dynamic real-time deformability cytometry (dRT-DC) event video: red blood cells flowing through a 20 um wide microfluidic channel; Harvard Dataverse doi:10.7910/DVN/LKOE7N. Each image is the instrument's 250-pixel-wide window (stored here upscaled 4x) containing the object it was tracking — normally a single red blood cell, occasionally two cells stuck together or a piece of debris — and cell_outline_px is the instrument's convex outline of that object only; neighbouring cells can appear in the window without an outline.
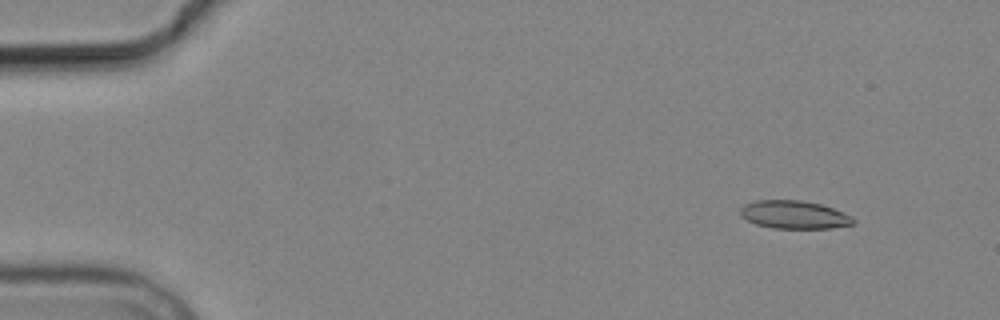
{"species": "common noctule bat (a hibernating species)", "species_latin": "Nyctalus noctula", "temperature_condition": "cold", "stored_images_in_passage": 4, "camera_frame_rate_fps": 3000, "um_per_image_px": 0.085, "animal": {"sex": "male", "body_mass_g": 19.2, "forearm_length_mm": 51.8}, "frame": {"image": 1, "passage_image": 2, "time_ms": 1.0, "image_size_px": [1000, 320], "cell_outline_px": [[856, 220], [852, 224], [832, 228], [772, 228], [756, 224], [740, 216], [740, 208], [744, 204], [756, 200], [800, 200], [820, 204], [832, 208], [852, 216]], "centroid_in_image_um": [67.48, 18.25], "position_along_channel_um": 17.5, "area_um2": 18.44}}
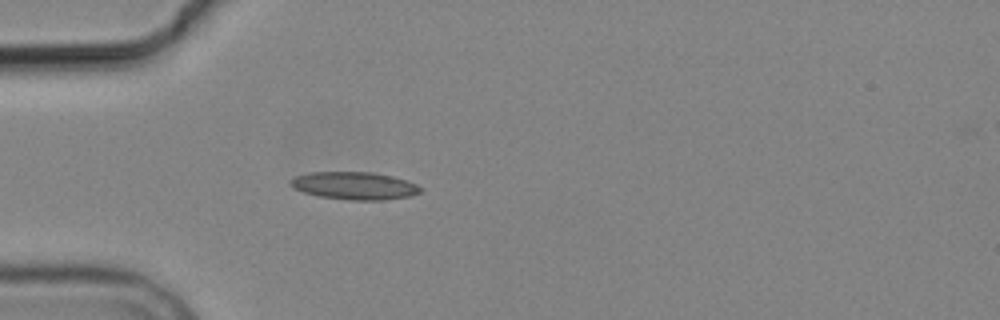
{"frame": {"image": 2, "passage_image": 4, "time_ms": 4.667, "image_size_px": [1000, 320], "cell_outline_px": [[420, 192], [408, 196], [384, 200], [352, 200], [320, 196], [304, 192], [288, 184], [288, 180], [296, 176], [312, 172], [372, 172], [392, 176], [416, 184], [420, 188]], "centroid_in_image_um": [30.1, 15.78], "position_along_channel_um": 54.9, "area_um2": 20.63}}